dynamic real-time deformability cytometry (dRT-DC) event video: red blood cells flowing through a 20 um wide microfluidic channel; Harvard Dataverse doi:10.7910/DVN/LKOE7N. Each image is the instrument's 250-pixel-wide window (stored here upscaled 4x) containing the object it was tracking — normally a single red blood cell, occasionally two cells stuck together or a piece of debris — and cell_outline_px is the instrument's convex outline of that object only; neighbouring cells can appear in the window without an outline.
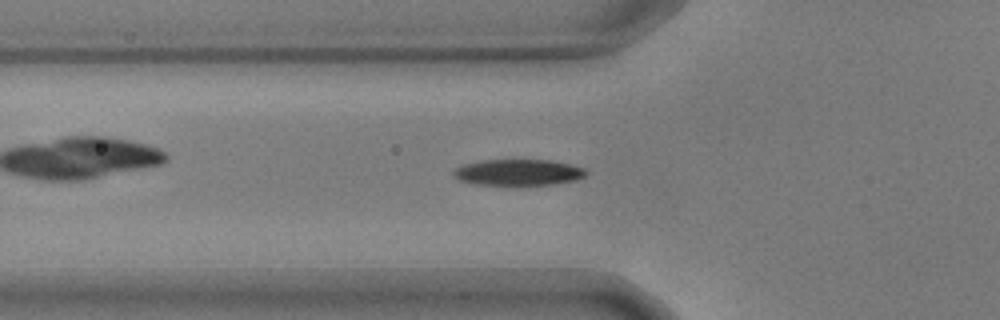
{"species": "common noctule bat (a hibernating species)", "species_latin": "Nyctalus noctula", "temperature_condition": "warm", "stored_images_in_passage": 50, "camera_frame_rate_fps": 3000, "um_per_image_px": 0.085, "animal": {"sex": "male", "body_mass_g": 17.9, "forearm_length_mm": 54.2}, "frame": {"image": 1, "passage_image": 19, "time_ms": 6.0, "image_size_px": [1000, 320], "cell_outline_px": [[588, 172], [584, 176], [576, 180], [552, 184], [476, 184], [460, 180], [452, 176], [452, 172], [456, 168], [464, 164], [480, 160], [552, 160], [572, 164], [588, 168]], "centroid_in_image_um": [44.09, 14.63], "position_along_channel_um": 81.7, "area_um2": 20.17}}
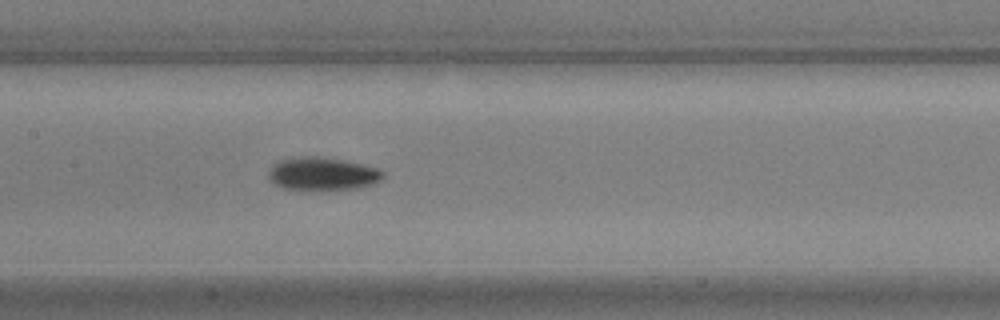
{"frame": {"image": 2, "passage_image": 27, "time_ms": 8.667, "image_size_px": [1000, 320], "cell_outline_px": [[384, 176], [380, 180], [372, 184], [356, 188], [320, 192], [312, 192], [284, 188], [276, 184], [268, 176], [268, 172], [280, 160], [304, 156], [320, 156], [344, 160], [380, 168], [384, 172]], "centroid_in_image_um": [27.45, 14.81], "position_along_channel_um": 180.0, "area_um2": 22.48}}
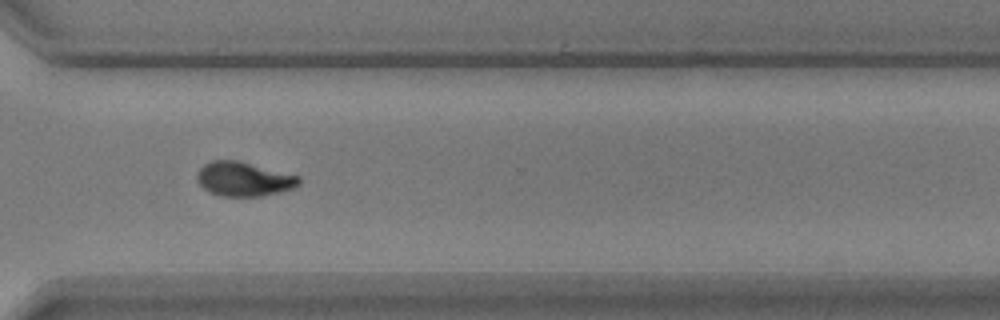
{"frame": {"image": 3, "passage_image": 41, "time_ms": 13.333, "image_size_px": [1000, 320], "cell_outline_px": [[300, 184], [292, 188], [260, 196], [220, 196], [204, 188], [196, 180], [196, 172], [204, 164], [212, 160], [236, 160], [300, 176]], "centroid_in_image_um": [20.69, 15.21], "position_along_channel_um": 349.9, "area_um2": 20.11}}